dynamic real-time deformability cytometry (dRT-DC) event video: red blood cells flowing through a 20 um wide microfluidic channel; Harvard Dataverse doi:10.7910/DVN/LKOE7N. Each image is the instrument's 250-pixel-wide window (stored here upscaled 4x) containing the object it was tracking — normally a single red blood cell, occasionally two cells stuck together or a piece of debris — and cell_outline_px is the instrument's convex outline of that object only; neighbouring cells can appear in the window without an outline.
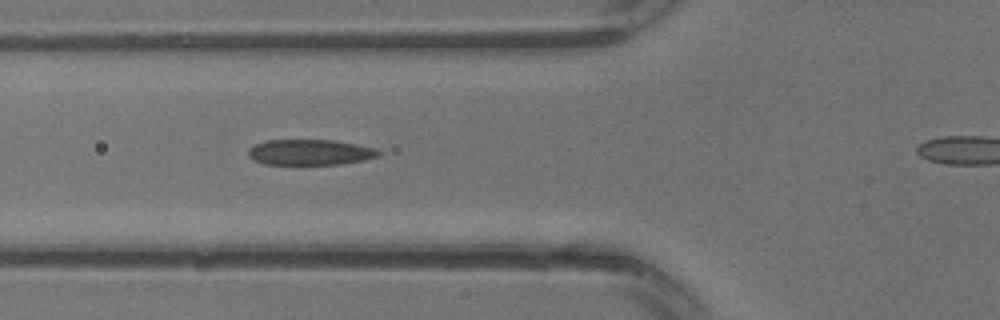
{"species": "common noctule bat (a hibernating species)", "species_latin": "Nyctalus noctula", "temperature_condition": "warm", "stored_images_in_passage": 5, "segment_of_instrument_passage": [1, 2], "camera_frame_rate_fps": 3000, "um_per_image_px": 0.085, "animal": {"sex": "male", "body_mass_g": 13.3}, "frame": {"image": 1, "passage_image": 4, "time_ms": 1.0, "image_size_px": [1000, 320], "cell_outline_px": [[380, 152], [376, 156], [364, 160], [340, 164], [264, 164], [252, 160], [248, 156], [248, 148], [256, 144], [268, 140], [332, 140], [356, 144], [376, 148]], "centroid_in_image_um": [26.31, 12.94], "position_along_channel_um": 99.5, "area_um2": 19.36}}